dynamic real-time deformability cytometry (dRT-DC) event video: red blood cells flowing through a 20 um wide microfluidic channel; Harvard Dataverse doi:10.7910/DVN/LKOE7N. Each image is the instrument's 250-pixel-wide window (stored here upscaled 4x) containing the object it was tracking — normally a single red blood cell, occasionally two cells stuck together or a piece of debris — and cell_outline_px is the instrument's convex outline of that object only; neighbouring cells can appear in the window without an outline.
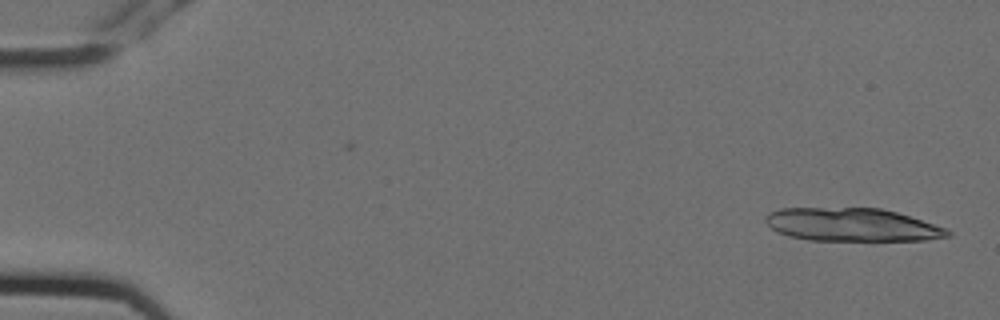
{"species": "Egyptian fruit bat (a non-hibernating species)", "species_latin": "Rousettus aegyptiacus", "temperature_condition": "cold", "stored_images_in_passage": 2, "camera_frame_rate_fps": 3000, "um_per_image_px": 0.085, "animal": {"sex": "female"}, "frame": {"image": 1, "passage_image": 2, "time_ms": 0.333, "image_size_px": [1000, 320], "cell_outline_px": [[952, 236], [928, 240], [808, 240], [788, 236], [776, 232], [764, 220], [764, 216], [768, 212], [780, 208], [880, 208], [896, 212], [948, 228], [952, 232]], "centroid_in_image_um": [72.42, 19.1], "position_along_channel_um": 12.6, "area_um2": 35.37}}